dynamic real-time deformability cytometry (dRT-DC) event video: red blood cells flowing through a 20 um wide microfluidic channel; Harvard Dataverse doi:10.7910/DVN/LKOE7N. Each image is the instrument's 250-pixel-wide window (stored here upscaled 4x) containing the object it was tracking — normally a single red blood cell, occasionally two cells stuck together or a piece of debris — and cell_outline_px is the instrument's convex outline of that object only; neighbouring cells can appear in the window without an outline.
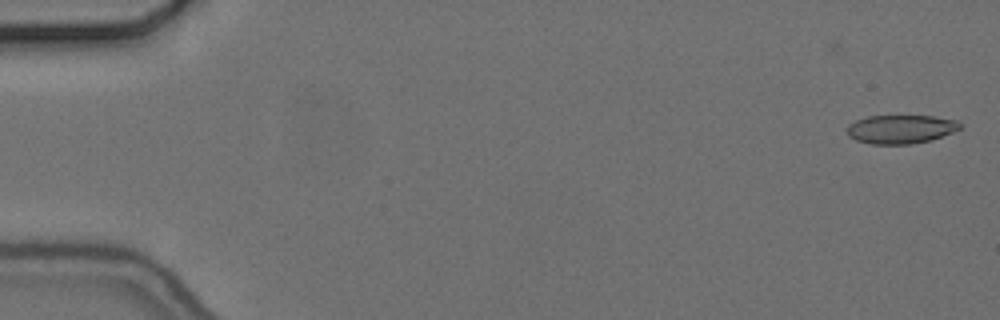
{"species": "common noctule bat (a hibernating species)", "species_latin": "Nyctalus noctula", "temperature_condition": "cold", "stored_images_in_passage": 22, "camera_frame_rate_fps": 3000, "um_per_image_px": 0.085, "animal": {"sex": "female", "body_mass_g": 24.6, "forearm_length_mm": 56.2}, "frame": {"image": 1, "passage_image": 2, "time_ms": 0.333, "image_size_px": [1000, 320], "cell_outline_px": [[960, 128], [952, 132], [928, 140], [912, 144], [872, 144], [856, 140], [848, 136], [848, 124], [856, 120], [868, 116], [932, 116], [956, 120], [960, 124]], "centroid_in_image_um": [76.52, 10.98], "position_along_channel_um": 8.5, "area_um2": 18.61}}
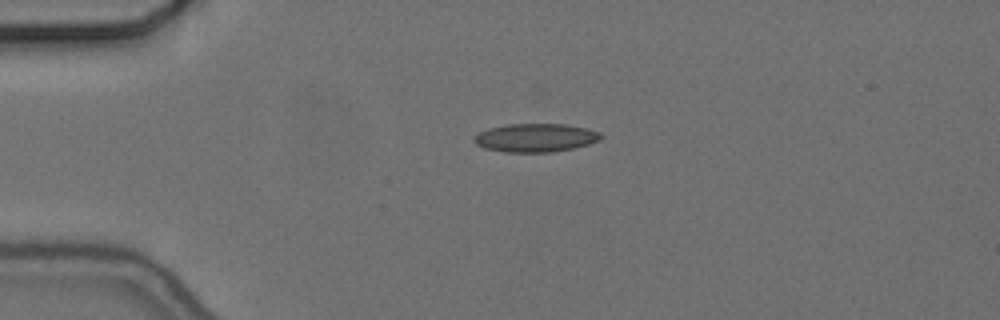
{"frame": {"image": 2, "passage_image": 14, "time_ms": 4.333, "image_size_px": [1000, 320], "cell_outline_px": [[604, 136], [600, 140], [588, 144], [572, 148], [552, 152], [504, 152], [484, 148], [476, 144], [472, 140], [472, 136], [488, 128], [508, 124], [568, 124], [600, 132]], "centroid_in_image_um": [45.49, 11.71], "position_along_channel_um": 39.5, "area_um2": 21.1}}